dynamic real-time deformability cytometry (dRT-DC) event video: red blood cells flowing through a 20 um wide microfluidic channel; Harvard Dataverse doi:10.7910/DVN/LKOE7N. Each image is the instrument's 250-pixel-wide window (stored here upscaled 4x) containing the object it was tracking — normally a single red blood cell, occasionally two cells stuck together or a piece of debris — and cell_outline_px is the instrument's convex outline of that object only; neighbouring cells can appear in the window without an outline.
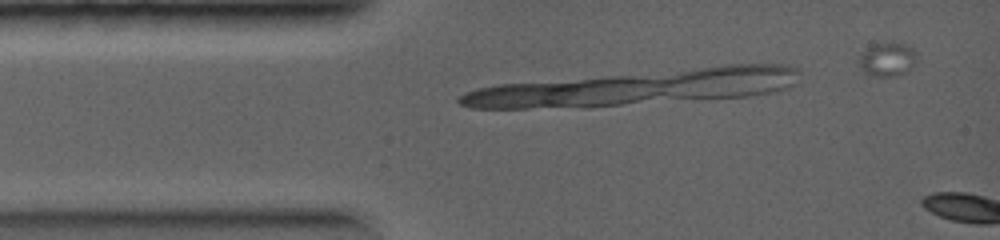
{"species": "common noctule bat (a hibernating species)", "species_latin": "Nyctalus noctula", "temperature_condition": "warm", "stored_images_in_passage": 3, "camera_frame_rate_fps": 5000, "um_per_image_px": 0.085, "animal": {"sex": "female", "body_mass_g": 19.0, "forearm_length_mm": 56.7}, "frame": {"image": 1, "passage_image": 1, "time_ms": 0.0, "image_size_px": [1000, 240], "cell_outline_px": [[916, 60], [904, 72], [892, 76], [876, 76], [864, 72], [860, 68], [856, 60], [860, 52], [876, 44], [904, 44], [912, 48], [916, 52]], "centroid_in_image_um": [75.35, 5.05], "position_along_channel_um": 9.7, "area_um2": 11.04}}